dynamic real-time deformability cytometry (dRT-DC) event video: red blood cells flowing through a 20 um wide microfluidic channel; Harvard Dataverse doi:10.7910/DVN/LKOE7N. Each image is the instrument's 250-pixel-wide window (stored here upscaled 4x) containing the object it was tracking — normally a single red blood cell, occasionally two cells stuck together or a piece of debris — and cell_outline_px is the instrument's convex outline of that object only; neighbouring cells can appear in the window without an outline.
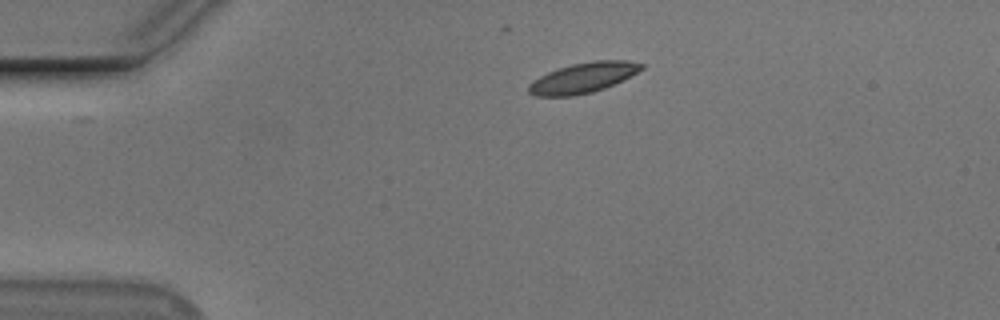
{"species": "Egyptian fruit bat (a non-hibernating species)", "species_latin": "Rousettus aegyptiacus", "temperature_condition": "cold", "stored_images_in_passage": 8, "camera_frame_rate_fps": 3000, "um_per_image_px": 0.085, "animal": {"sex": "male"}, "frame": {"image": 1, "passage_image": 1, "time_ms": 0.0, "image_size_px": [1000, 320], "cell_outline_px": [[644, 68], [604, 88], [592, 92], [572, 96], [536, 96], [528, 92], [528, 84], [532, 80], [556, 68], [572, 64], [592, 60], [628, 60], [644, 64]], "centroid_in_image_um": [49.51, 6.6], "position_along_channel_um": 35.5, "area_um2": 19.77}}
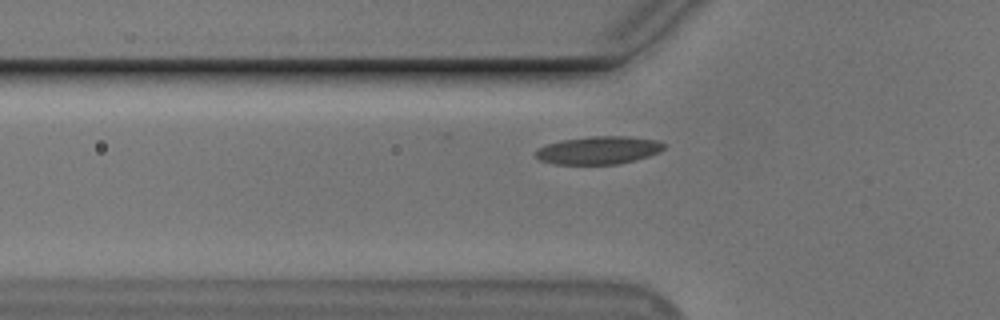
{"frame": {"image": 2, "passage_image": 8, "time_ms": 2.333, "image_size_px": [1000, 320], "cell_outline_px": [[664, 148], [660, 152], [648, 156], [616, 164], [556, 164], [540, 160], [536, 156], [536, 152], [540, 148], [548, 144], [560, 140], [592, 136], [628, 136], [656, 140], [664, 144]], "centroid_in_image_um": [50.89, 12.76], "position_along_channel_um": 74.9, "area_um2": 20.58}}